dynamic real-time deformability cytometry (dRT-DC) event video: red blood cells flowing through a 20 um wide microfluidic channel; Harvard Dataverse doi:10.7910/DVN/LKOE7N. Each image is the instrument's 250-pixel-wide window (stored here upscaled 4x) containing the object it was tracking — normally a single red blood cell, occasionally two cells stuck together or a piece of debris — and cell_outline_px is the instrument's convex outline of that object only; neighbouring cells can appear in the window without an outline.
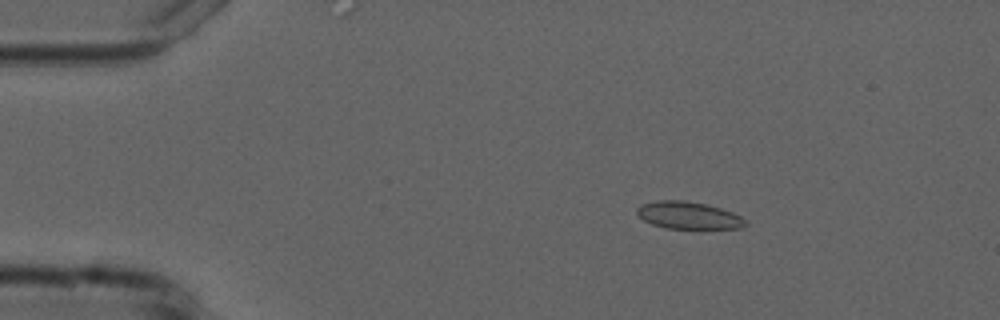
{"species": "common noctule bat (a hibernating species)", "species_latin": "Nyctalus noctula", "temperature_condition": "cold", "stored_images_in_passage": 6, "camera_frame_rate_fps": 3000, "um_per_image_px": 0.085, "animal": {"sex": "male", "forearm_length_mm": 52.5}, "frame": {"image": 1, "passage_image": 3, "time_ms": 2.333, "image_size_px": [1000, 320], "cell_outline_px": [[748, 224], [740, 228], [668, 228], [652, 224], [644, 220], [636, 212], [636, 208], [640, 204], [656, 200], [684, 200], [708, 204], [732, 212], [740, 216]], "centroid_in_image_um": [58.49, 18.28], "position_along_channel_um": 26.5, "area_um2": 17.17}}